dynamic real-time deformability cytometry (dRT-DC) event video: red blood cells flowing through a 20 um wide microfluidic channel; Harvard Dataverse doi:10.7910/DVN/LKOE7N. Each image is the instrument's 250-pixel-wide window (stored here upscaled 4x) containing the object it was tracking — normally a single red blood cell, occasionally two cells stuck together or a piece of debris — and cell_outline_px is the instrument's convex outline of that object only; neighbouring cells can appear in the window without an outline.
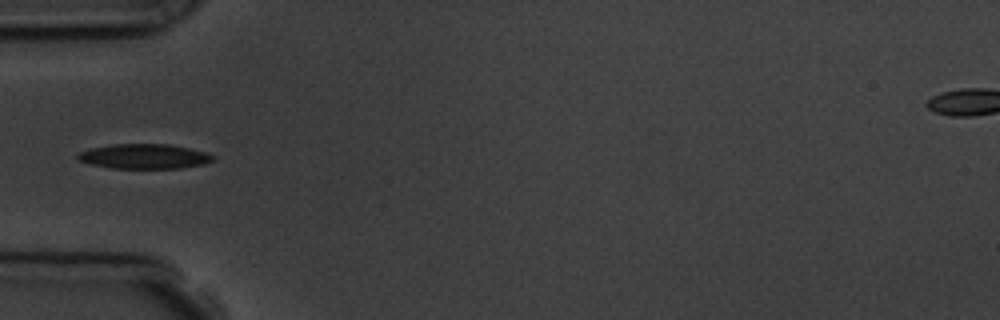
{"species": "common noctule bat (a hibernating species)", "species_latin": "Nyctalus noctula", "temperature_condition": "room temperature", "stored_images_in_passage": 5, "camera_frame_rate_fps": 3000, "um_per_image_px": 0.085, "animal": {"sex": "male", "body_mass_g": 19.5, "forearm_length_mm": 54.6}, "frame": {"image": 1, "passage_image": 5, "time_ms": 4.667, "image_size_px": [1000, 320], "cell_outline_px": [[216, 160], [204, 164], [180, 168], [112, 168], [92, 164], [76, 160], [76, 156], [80, 152], [92, 148], [112, 144], [168, 144], [188, 148], [204, 152], [216, 156]], "centroid_in_image_um": [12.28, 13.29], "position_along_channel_um": 72.7, "area_um2": 19.48}}